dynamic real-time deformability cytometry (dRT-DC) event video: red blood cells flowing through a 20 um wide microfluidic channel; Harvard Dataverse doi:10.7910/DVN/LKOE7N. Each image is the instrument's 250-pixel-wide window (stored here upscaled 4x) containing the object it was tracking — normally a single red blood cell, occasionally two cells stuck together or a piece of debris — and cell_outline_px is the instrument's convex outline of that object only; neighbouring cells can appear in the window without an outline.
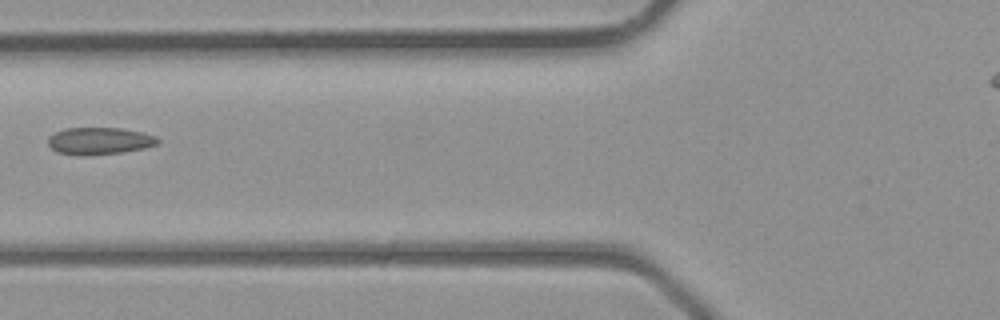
{"species": "common noctule bat (a hibernating species)", "species_latin": "Nyctalus noctula", "temperature_condition": "room temperature", "stored_images_in_passage": 39, "camera_frame_rate_fps": 3000, "um_per_image_px": 0.085, "animal": {"sex": "male", "body_mass_g": 23.1, "forearm_length_mm": 52.7}, "frame": {"image": 1, "passage_image": 17, "time_ms": 5.333, "image_size_px": [1000, 320], "cell_outline_px": [[160, 140], [156, 144], [144, 148], [124, 152], [80, 156], [56, 152], [48, 144], [48, 136], [56, 132], [68, 128], [120, 128], [140, 132], [156, 136]], "centroid_in_image_um": [8.43, 11.99], "position_along_channel_um": 117.4, "area_um2": 17.28}}